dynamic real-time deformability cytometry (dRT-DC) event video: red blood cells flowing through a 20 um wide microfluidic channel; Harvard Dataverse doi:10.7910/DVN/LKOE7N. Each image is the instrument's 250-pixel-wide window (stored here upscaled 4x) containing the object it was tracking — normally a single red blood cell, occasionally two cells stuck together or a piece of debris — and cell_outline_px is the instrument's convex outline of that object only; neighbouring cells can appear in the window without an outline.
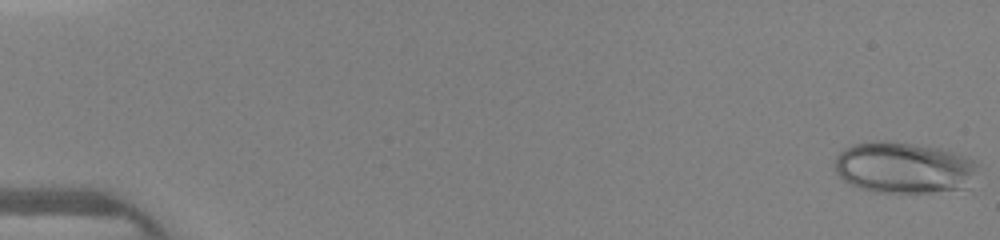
{"species": "human", "species_latin": "Homo sapiens", "temperature_condition": "warm", "stored_images_in_passage": 13, "camera_frame_rate_fps": 3000, "um_per_image_px": 0.085, "donor": {"sex": "female"}, "frame": {"image": 1, "passage_image": 1, "time_ms": 0.0, "image_size_px": [1000, 240], "cell_outline_px": [[984, 168], [968, 188], [932, 192], [876, 192], [860, 188], [844, 180], [836, 172], [836, 156], [840, 152], [852, 144], [884, 140], [888, 140], [916, 144], [940, 148], [964, 156], [980, 164]], "centroid_in_image_um": [76.93, 14.25], "position_along_channel_um": 8.1, "area_um2": 43.23}}